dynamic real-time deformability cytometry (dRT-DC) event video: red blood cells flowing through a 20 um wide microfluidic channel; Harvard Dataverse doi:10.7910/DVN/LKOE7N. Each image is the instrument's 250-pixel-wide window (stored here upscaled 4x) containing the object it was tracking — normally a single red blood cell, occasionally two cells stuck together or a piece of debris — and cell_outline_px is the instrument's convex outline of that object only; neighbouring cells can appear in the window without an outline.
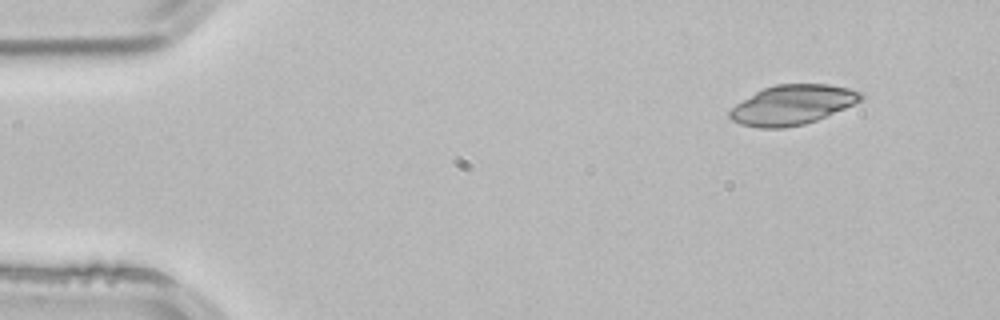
{"species": "common noctule bat (a hibernating species)", "species_latin": "Nyctalus noctula", "temperature_condition": "room temperature", "stored_images_in_passage": 3, "camera_frame_rate_fps": 3000, "um_per_image_px": 0.085, "animal": {"sex": "male", "body_mass_g": 21.5, "forearm_length_mm": 52.0}, "frame": {"image": 1, "passage_image": 1, "time_ms": 0.0, "image_size_px": [1000, 320], "cell_outline_px": [[864, 96], [860, 100], [844, 108], [816, 120], [804, 124], [784, 128], [760, 128], [740, 124], [732, 120], [728, 116], [728, 112], [736, 104], [756, 92], [764, 88], [776, 84], [828, 84], [848, 88], [860, 92]], "centroid_in_image_um": [67.32, 8.91], "position_along_channel_um": 17.7, "area_um2": 30.0}}